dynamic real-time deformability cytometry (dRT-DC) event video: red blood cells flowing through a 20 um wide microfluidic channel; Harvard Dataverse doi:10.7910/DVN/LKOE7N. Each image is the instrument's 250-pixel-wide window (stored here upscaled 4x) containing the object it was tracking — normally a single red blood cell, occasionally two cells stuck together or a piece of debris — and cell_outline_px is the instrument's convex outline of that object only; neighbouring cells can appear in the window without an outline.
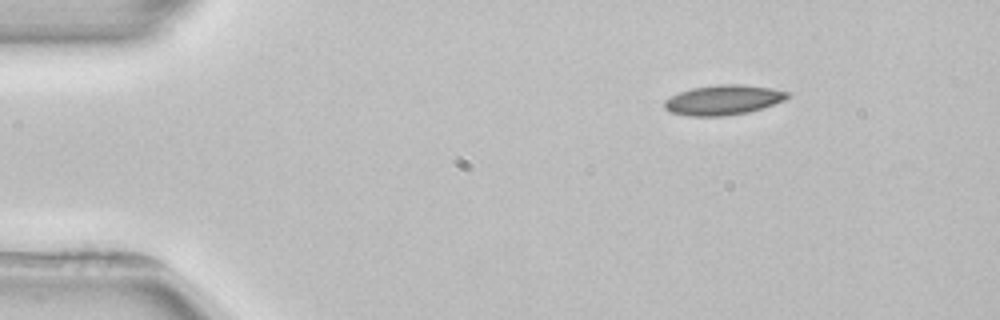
{"species": "common noctule bat (a hibernating species)", "species_latin": "Nyctalus noctula", "temperature_condition": "room temperature", "stored_images_in_passage": 3, "camera_frame_rate_fps": 3000, "um_per_image_px": 0.085, "animal": {"sex": "female", "body_mass_g": 22.7, "forearm_length_mm": 54.2}, "frame": {"image": 1, "passage_image": 1, "time_ms": 0.0, "image_size_px": [1000, 320], "cell_outline_px": [[792, 96], [784, 100], [748, 112], [724, 116], [688, 116], [672, 112], [664, 108], [664, 100], [680, 92], [692, 88], [720, 84], [744, 84], [772, 88], [788, 92]], "centroid_in_image_um": [61.49, 8.49], "position_along_channel_um": 23.5, "area_um2": 21.33}}
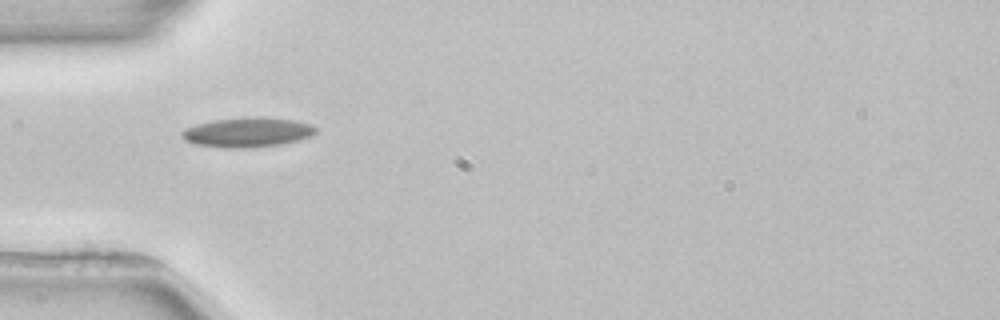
{"frame": {"image": 2, "passage_image": 3, "time_ms": 3.0, "image_size_px": [1000, 320], "cell_outline_px": [[316, 132], [312, 136], [280, 144], [248, 148], [228, 148], [196, 144], [184, 140], [180, 136], [180, 132], [184, 128], [196, 124], [212, 120], [252, 116], [260, 116], [296, 120], [308, 124], [316, 128]], "centroid_in_image_um": [20.99, 11.23], "position_along_channel_um": 64.0, "area_um2": 23.29}}